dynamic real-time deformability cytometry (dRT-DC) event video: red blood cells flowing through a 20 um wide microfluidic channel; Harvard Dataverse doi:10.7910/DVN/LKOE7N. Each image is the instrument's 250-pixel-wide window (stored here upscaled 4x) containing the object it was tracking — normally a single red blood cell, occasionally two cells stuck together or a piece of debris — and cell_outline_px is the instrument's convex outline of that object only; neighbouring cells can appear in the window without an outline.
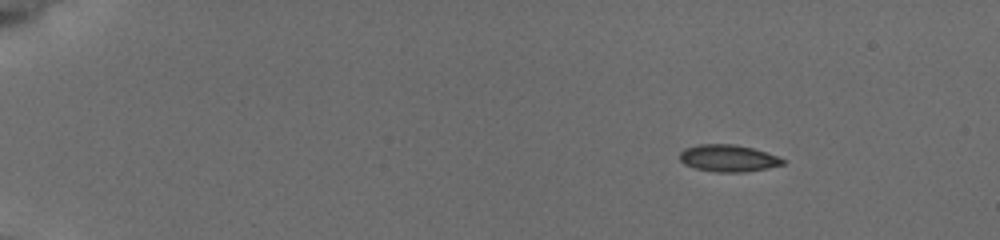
{"species": "common noctule bat (a hibernating species)", "species_latin": "Nyctalus noctula", "temperature_condition": "cold", "stored_images_in_passage": 9, "camera_frame_rate_fps": 3000, "um_per_image_px": 0.085, "animal": {"sex": "female", "body_mass_g": 19.5, "forearm_length_mm": 54.1}, "frame": {"image": 1, "passage_image": 1, "time_ms": 0.0, "image_size_px": [1000, 240], "cell_outline_px": [[784, 164], [744, 172], [716, 172], [692, 168], [684, 164], [680, 160], [680, 152], [684, 148], [700, 144], [732, 144], [752, 148], [776, 156], [784, 160]], "centroid_in_image_um": [61.82, 13.45], "position_along_channel_um": 23.2, "area_um2": 16.01}}
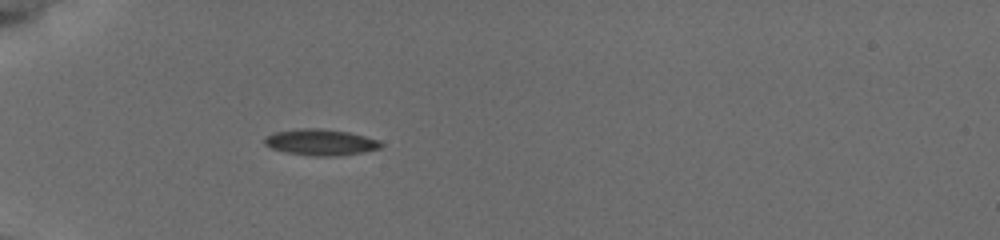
{"frame": {"image": 2, "passage_image": 9, "time_ms": 3.667, "image_size_px": [1000, 240], "cell_outline_px": [[384, 144], [380, 148], [360, 152], [336, 156], [316, 156], [288, 152], [272, 148], [264, 144], [264, 136], [276, 132], [296, 128], [320, 128], [348, 132], [380, 140]], "centroid_in_image_um": [27.25, 12.07], "position_along_channel_um": 57.8, "area_um2": 17.63}}